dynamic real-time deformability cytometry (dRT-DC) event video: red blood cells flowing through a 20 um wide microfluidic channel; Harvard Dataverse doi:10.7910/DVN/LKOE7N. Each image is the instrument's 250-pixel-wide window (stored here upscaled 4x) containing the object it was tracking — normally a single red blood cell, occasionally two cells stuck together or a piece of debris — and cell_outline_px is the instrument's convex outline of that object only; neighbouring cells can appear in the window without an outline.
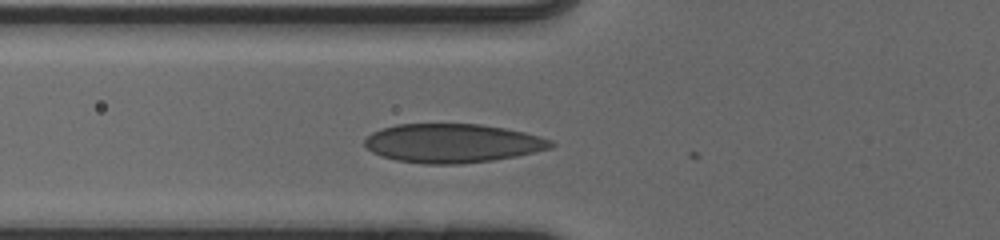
{"species": "human", "species_latin": "Homo sapiens", "temperature_condition": "cold", "stored_images_in_passage": 28, "camera_frame_rate_fps": 3000, "um_per_image_px": 0.085, "donor": {"sex": "male"}, "frame": {"image": 1, "passage_image": 2, "time_ms": 0.333, "image_size_px": [1000, 240], "cell_outline_px": [[556, 144], [552, 148], [516, 156], [492, 160], [460, 164], [424, 164], [396, 160], [380, 156], [372, 152], [364, 144], [364, 140], [372, 132], [380, 128], [396, 124], [480, 124], [504, 128], [524, 132], [552, 140]], "centroid_in_image_um": [38.44, 12.17], "position_along_channel_um": 87.4, "area_um2": 42.31}}
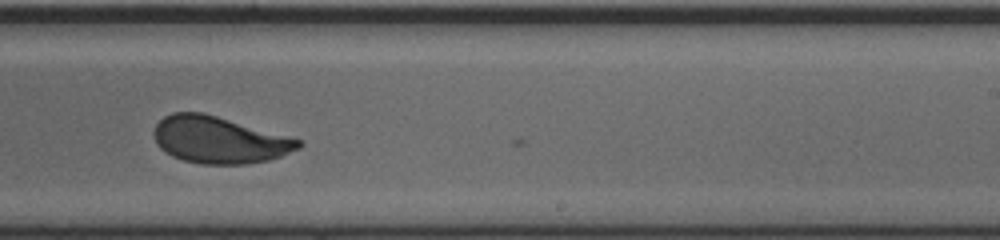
{"frame": {"image": 2, "passage_image": 16, "time_ms": 5.0, "image_size_px": [1000, 240], "cell_outline_px": [[304, 144], [300, 148], [280, 156], [268, 160], [244, 164], [200, 164], [184, 160], [172, 156], [164, 152], [156, 144], [152, 132], [156, 124], [164, 116], [172, 112], [204, 112], [300, 140]], "centroid_in_image_um": [18.57, 11.89], "position_along_channel_um": 270.4, "area_um2": 39.36}}
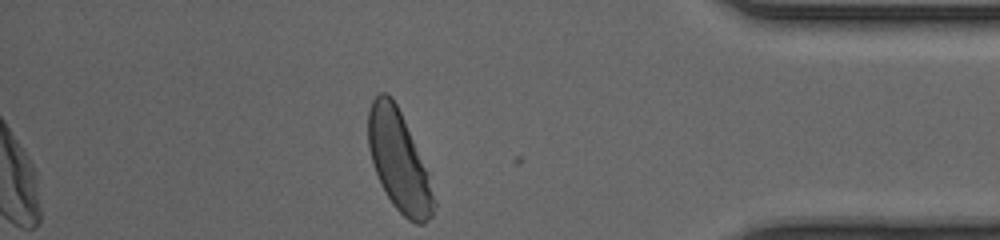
{"frame": {"image": 3, "passage_image": 28, "time_ms": 9.0, "image_size_px": [1000, 240], "cell_outline_px": [[436, 204], [432, 216], [424, 224], [416, 224], [408, 220], [392, 204], [376, 172], [368, 148], [368, 108], [372, 100], [380, 92], [388, 92], [396, 104], [404, 120], [428, 172], [436, 200]], "centroid_in_image_um": [33.91, 13.7], "position_along_channel_um": 401.3, "area_um2": 37.97}, "authors_computed_cell_mechanics": {"area_um2": 40.0554, "velocity_mm_per_s": 3.9278, "shape_relaxation_time_tau1_ms": 3.5527, "shape_relaxation_time_tau2_ms": 0.6428, "deformation_change_tau1": 0.1488, "deformation_change_tau2": 0.0416}}